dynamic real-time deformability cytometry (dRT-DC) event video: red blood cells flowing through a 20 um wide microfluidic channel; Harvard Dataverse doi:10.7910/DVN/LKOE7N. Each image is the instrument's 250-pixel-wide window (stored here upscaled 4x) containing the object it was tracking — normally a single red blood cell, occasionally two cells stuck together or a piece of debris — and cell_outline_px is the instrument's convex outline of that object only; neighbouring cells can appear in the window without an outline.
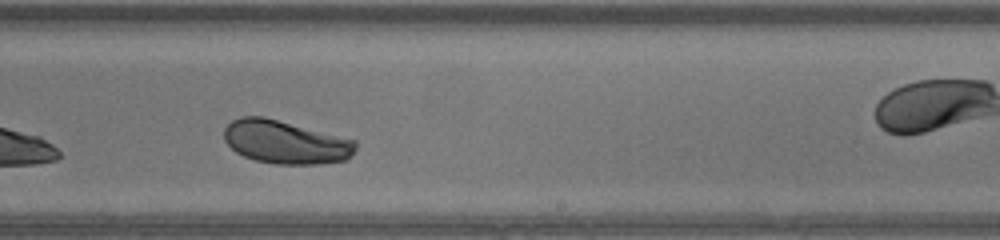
{"species": "human", "species_latin": "Homo sapiens", "temperature_condition": "warm", "stored_images_in_passage": 25, "camera_frame_rate_fps": 3000, "um_per_image_px": 0.085, "donor": {"sex": "male"}, "frame": {"image": 1, "passage_image": 15, "time_ms": 4.667, "image_size_px": [1000, 240], "cell_outline_px": [[356, 148], [348, 160], [320, 164], [276, 164], [256, 160], [244, 156], [236, 152], [224, 140], [224, 128], [232, 120], [240, 116], [264, 116], [356, 140]], "centroid_in_image_um": [24.27, 12.07], "position_along_channel_um": 264.7, "area_um2": 33.29}}